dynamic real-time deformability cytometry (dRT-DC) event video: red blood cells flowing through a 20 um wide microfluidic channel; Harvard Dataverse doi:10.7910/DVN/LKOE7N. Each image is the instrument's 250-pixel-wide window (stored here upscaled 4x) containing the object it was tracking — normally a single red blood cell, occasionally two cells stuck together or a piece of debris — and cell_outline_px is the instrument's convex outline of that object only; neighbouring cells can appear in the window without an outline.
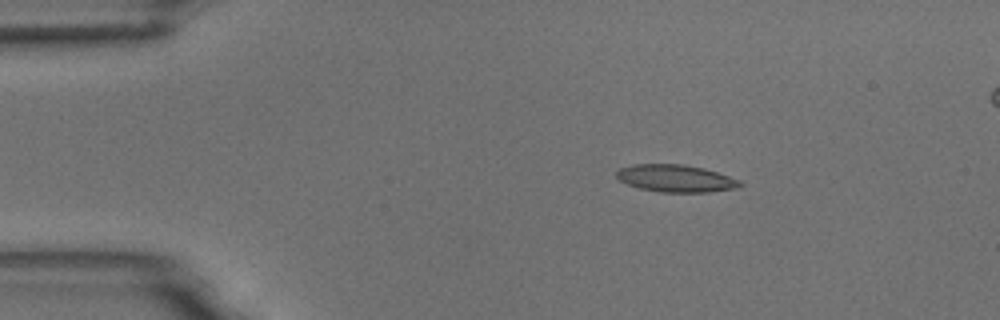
{"species": "common noctule bat (a hibernating species)", "species_latin": "Nyctalus noctula", "temperature_condition": "room temperature", "stored_images_in_passage": 4, "segment_of_instrument_passage": [1, 2], "camera_frame_rate_fps": 3000, "um_per_image_px": 0.085, "animal": {"sex": "male", "body_mass_g": 18.8}, "frame": {"image": 1, "passage_image": 1, "time_ms": 0.0, "image_size_px": [1000, 320], "cell_outline_px": [[744, 184], [732, 188], [708, 192], [660, 192], [640, 188], [628, 184], [620, 180], [616, 176], [616, 172], [620, 168], [632, 164], [684, 164], [704, 168], [740, 180]], "centroid_in_image_um": [57.41, 15.15], "position_along_channel_um": 27.6, "area_um2": 19.48}}